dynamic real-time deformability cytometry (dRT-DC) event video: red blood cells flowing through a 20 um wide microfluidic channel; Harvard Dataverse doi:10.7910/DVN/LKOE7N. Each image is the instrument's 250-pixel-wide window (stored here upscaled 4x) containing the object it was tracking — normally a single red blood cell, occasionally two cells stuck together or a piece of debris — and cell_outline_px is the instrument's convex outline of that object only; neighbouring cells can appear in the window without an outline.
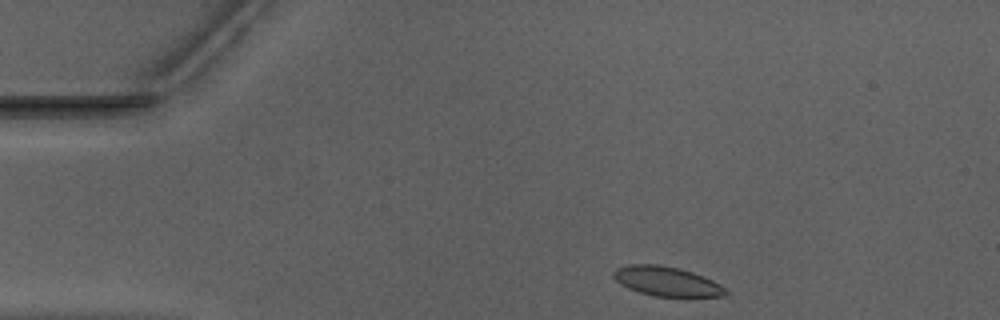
{"species": "Egyptian fruit bat (a non-hibernating species)", "species_latin": "Rousettus aegyptiacus", "temperature_condition": "warm", "stored_images_in_passage": 44, "camera_frame_rate_fps": 3000, "um_per_image_px": 0.085, "animal": {"sex": "male"}, "frame": {"image": 1, "passage_image": 1, "time_ms": 0.0, "image_size_px": [1000, 320], "cell_outline_px": [[728, 296], [652, 296], [628, 288], [620, 284], [612, 276], [612, 272], [616, 268], [628, 264], [656, 264], [680, 268], [704, 276], [728, 288]], "centroid_in_image_um": [56.68, 23.91], "position_along_channel_um": 28.3, "area_um2": 19.42}}
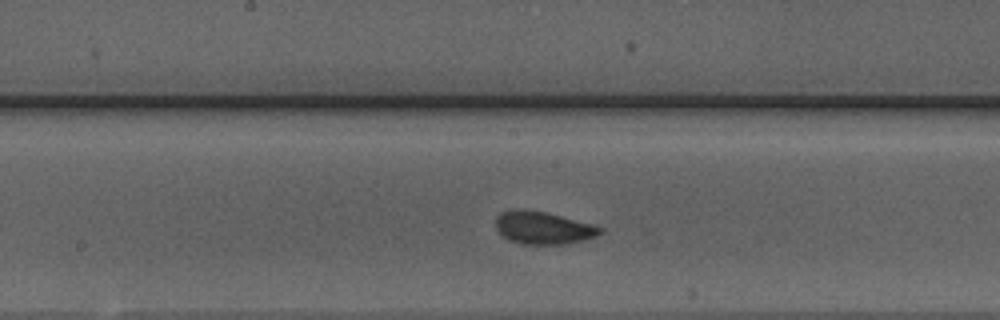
{"frame": {"image": 2, "passage_image": 19, "time_ms": 6.0, "image_size_px": [1000, 320], "cell_outline_px": [[604, 232], [596, 236], [584, 240], [568, 244], [520, 244], [504, 236], [496, 228], [496, 216], [500, 212], [512, 208], [520, 208], [548, 212], [596, 224], [604, 228]], "centroid_in_image_um": [46.22, 19.34], "position_along_channel_um": 202.0, "area_um2": 20.35}}
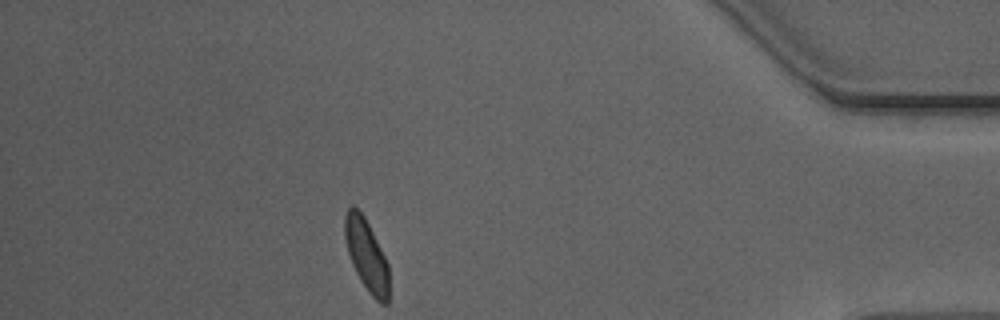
{"frame": {"image": 3, "passage_image": 38, "time_ms": 12.333, "image_size_px": [1000, 320], "cell_outline_px": [[388, 304], [380, 304], [368, 292], [360, 280], [352, 264], [348, 252], [344, 236], [344, 216], [348, 208], [352, 204], [364, 216], [388, 264]], "centroid_in_image_um": [31.13, 21.69], "position_along_channel_um": 404.1, "area_um2": 18.26}, "authors_computed_cell_mechanics": {"area_um2": 19.1318, "velocity_mm_per_s": 3.9341, "shape_relaxation_time_tau1_ms": 2.6465, "shape_relaxation_time_tau2_ms": 1.0858, "deformation_change_tau1": 0.1029, "deformation_change_tau2": 0.0397}}